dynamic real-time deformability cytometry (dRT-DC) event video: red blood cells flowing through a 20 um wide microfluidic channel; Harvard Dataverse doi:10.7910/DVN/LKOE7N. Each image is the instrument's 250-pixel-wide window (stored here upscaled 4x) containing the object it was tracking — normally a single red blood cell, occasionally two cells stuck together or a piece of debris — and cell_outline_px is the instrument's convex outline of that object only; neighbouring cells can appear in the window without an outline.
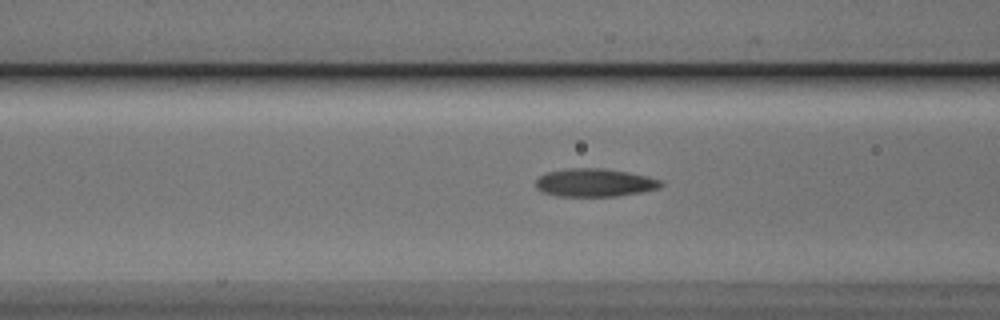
{"species": "Egyptian fruit bat (a non-hibernating species)", "species_latin": "Rousettus aegyptiacus", "temperature_condition": "cold", "stored_images_in_passage": 39, "camera_frame_rate_fps": 3000, "um_per_image_px": 0.085, "animal": {"sex": "male"}, "frame": {"image": 1, "passage_image": 16, "time_ms": 5.0, "image_size_px": [1000, 320], "cell_outline_px": [[664, 184], [660, 188], [640, 192], [616, 196], [560, 196], [544, 192], [536, 188], [536, 180], [540, 176], [548, 172], [568, 168], [604, 168], [628, 172], [648, 176], [660, 180]], "centroid_in_image_um": [50.57, 15.52], "position_along_channel_um": 116.0, "area_um2": 20.4}}
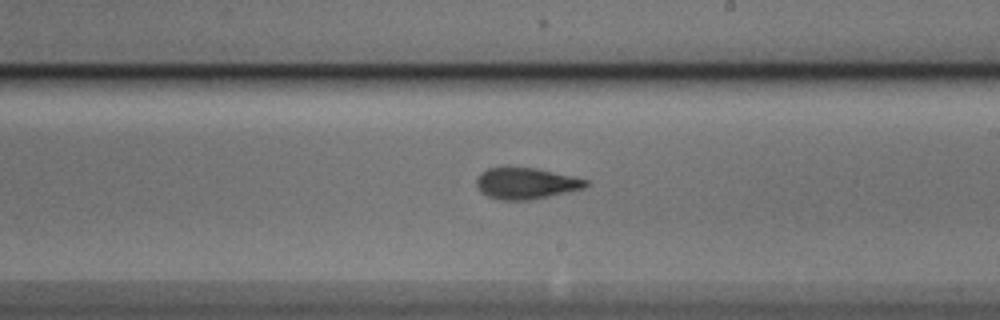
{"frame": {"image": 2, "passage_image": 26, "time_ms": 8.333, "image_size_px": [1000, 320], "cell_outline_px": [[588, 184], [584, 188], [532, 200], [500, 200], [488, 196], [476, 184], [476, 180], [488, 168], [508, 164], [536, 168], [572, 176], [588, 180]], "centroid_in_image_um": [44.71, 15.55], "position_along_channel_um": 244.3, "area_um2": 20.17}}
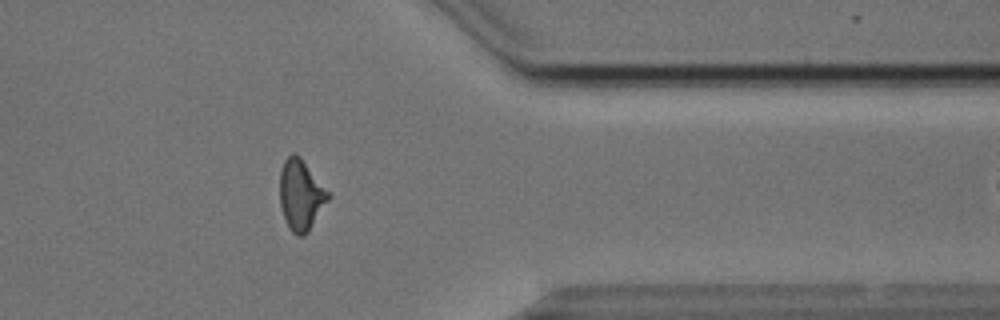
{"frame": {"image": 3, "passage_image": 38, "time_ms": 12.333, "image_size_px": [1000, 320], "cell_outline_px": [[332, 196], [308, 232], [304, 236], [296, 236], [288, 228], [280, 204], [280, 172], [284, 160], [292, 152], [296, 152], [300, 156]], "centroid_in_image_um": [25.58, 16.58], "position_along_channel_um": 385.8, "area_um2": 20.06}}